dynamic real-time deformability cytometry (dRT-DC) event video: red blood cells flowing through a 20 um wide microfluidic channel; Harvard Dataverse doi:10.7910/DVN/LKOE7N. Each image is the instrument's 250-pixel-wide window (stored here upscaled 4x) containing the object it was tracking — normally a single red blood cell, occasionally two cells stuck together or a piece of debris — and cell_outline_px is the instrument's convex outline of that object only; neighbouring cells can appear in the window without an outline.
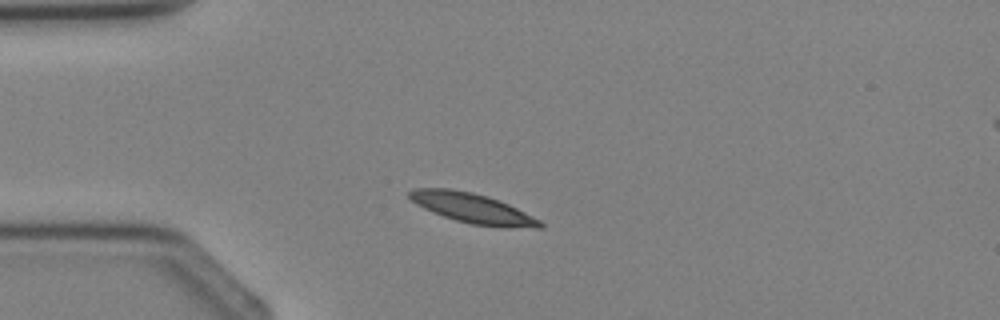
{"species": "Egyptian fruit bat (a non-hibernating species)", "species_latin": "Rousettus aegyptiacus", "temperature_condition": "cold", "stored_images_in_passage": 2, "segment_of_instrument_passage": [1, 2], "camera_frame_rate_fps": 3000, "um_per_image_px": 0.085, "animal": {"sex": "female"}, "frame": {"image": 1, "passage_image": 1, "time_ms": 0.0, "image_size_px": [1000, 320], "cell_outline_px": [[544, 228], [504, 228], [472, 224], [456, 220], [432, 212], [416, 204], [408, 196], [408, 192], [412, 188], [452, 188], [472, 192], [488, 196], [508, 204], [540, 220], [544, 224]], "centroid_in_image_um": [40.17, 17.7], "position_along_channel_um": 44.8, "area_um2": 22.83}}